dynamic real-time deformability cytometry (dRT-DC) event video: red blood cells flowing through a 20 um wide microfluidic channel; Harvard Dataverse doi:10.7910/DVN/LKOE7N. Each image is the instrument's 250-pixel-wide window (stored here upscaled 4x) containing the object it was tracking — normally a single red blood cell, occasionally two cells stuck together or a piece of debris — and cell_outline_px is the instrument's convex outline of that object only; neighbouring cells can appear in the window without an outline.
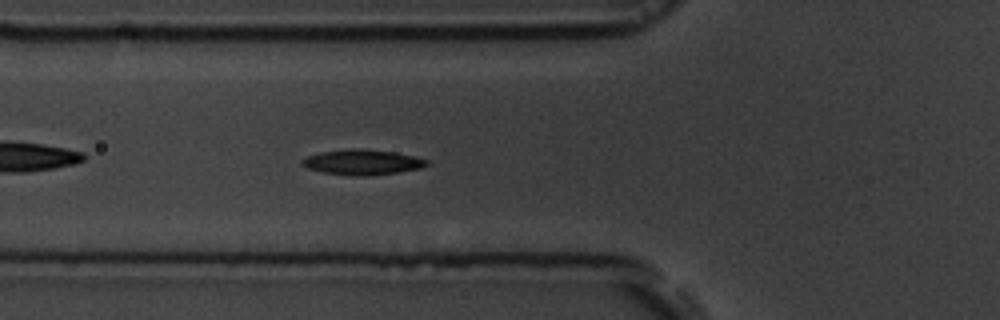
{"species": "common noctule bat (a hibernating species)", "species_latin": "Nyctalus noctula", "temperature_condition": "room temperature", "stored_images_in_passage": 43, "camera_frame_rate_fps": 3000, "um_per_image_px": 0.085, "animal": {"sex": "male", "body_mass_g": 19.5, "forearm_length_mm": 54.6}, "frame": {"image": 1, "passage_image": 6, "time_ms": 1.667, "image_size_px": [1000, 320], "cell_outline_px": [[428, 164], [420, 168], [400, 172], [368, 176], [352, 176], [324, 172], [308, 168], [300, 164], [300, 160], [308, 156], [320, 152], [352, 148], [360, 148], [392, 152], [416, 156], [428, 160]], "centroid_in_image_um": [30.8, 13.79], "position_along_channel_um": 95.0, "area_um2": 18.38}}
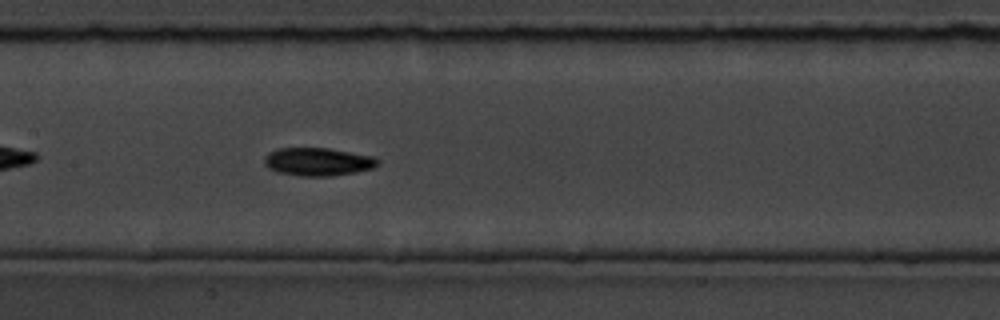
{"frame": {"image": 2, "passage_image": 13, "time_ms": 4.0, "image_size_px": [1000, 320], "cell_outline_px": [[380, 164], [372, 168], [356, 172], [332, 176], [300, 176], [276, 172], [268, 168], [264, 164], [264, 156], [268, 152], [276, 148], [328, 148], [372, 156], [380, 160]], "centroid_in_image_um": [26.99, 13.75], "position_along_channel_um": 180.4, "area_um2": 18.73}}
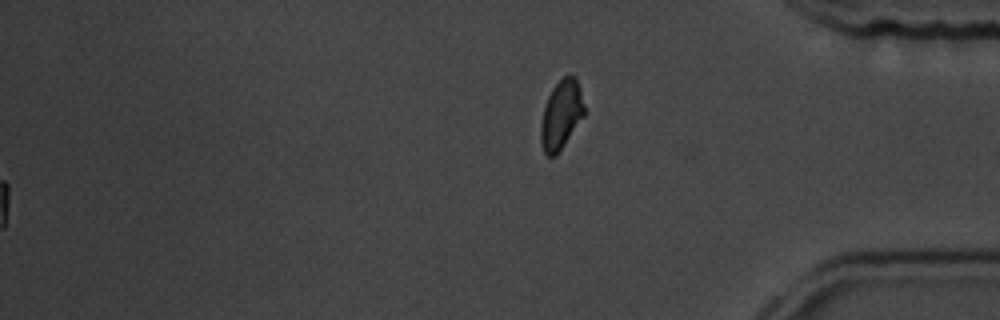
{"frame": {"image": 3, "passage_image": 43, "time_ms": 14.0, "image_size_px": [1000, 320], "cell_outline_px": [[584, 116], [556, 156], [548, 156], [544, 152], [540, 140], [540, 124], [544, 108], [548, 96], [552, 88], [564, 76], [576, 76], [580, 88], [584, 108]], "centroid_in_image_um": [47.69, 9.76], "position_along_channel_um": 387.5, "area_um2": 17.34}, "authors_computed_cell_mechanics": {"area_um2": 17.8602, "velocity_mm_per_s": 3.6557, "shape_relaxation_time_tau1_ms": 2.9331, "shape_relaxation_time_tau2_ms": null, "deformation_change_tau1": 0.1077, "deformation_change_tau2": null}}